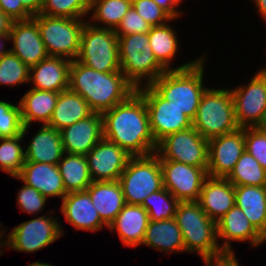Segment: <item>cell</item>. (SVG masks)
Wrapping results in <instances>:
<instances>
[{"label":"cell","instance_id":"816d5d0a","mask_svg":"<svg viewBox=\"0 0 266 266\" xmlns=\"http://www.w3.org/2000/svg\"><path fill=\"white\" fill-rule=\"evenodd\" d=\"M1 225V224H0ZM1 227L2 226H0V248H8V236H7V239L6 240H2L5 236V234H4V231H2V229H1ZM2 242V243H1ZM5 246V247H4ZM2 249H0V256L2 255V253H4L3 252V250ZM2 250V251H1Z\"/></svg>","mask_w":266,"mask_h":266},{"label":"cell","instance_id":"681fc988","mask_svg":"<svg viewBox=\"0 0 266 266\" xmlns=\"http://www.w3.org/2000/svg\"><path fill=\"white\" fill-rule=\"evenodd\" d=\"M256 4L258 12L261 14L262 19L266 22V0H252Z\"/></svg>","mask_w":266,"mask_h":266},{"label":"cell","instance_id":"e0dca14e","mask_svg":"<svg viewBox=\"0 0 266 266\" xmlns=\"http://www.w3.org/2000/svg\"><path fill=\"white\" fill-rule=\"evenodd\" d=\"M10 49L29 68L49 57L36 20L32 17L27 20L13 21L10 32Z\"/></svg>","mask_w":266,"mask_h":266},{"label":"cell","instance_id":"b9f144b4","mask_svg":"<svg viewBox=\"0 0 266 266\" xmlns=\"http://www.w3.org/2000/svg\"><path fill=\"white\" fill-rule=\"evenodd\" d=\"M17 196V206L30 215L40 213L46 204V200H48L38 190L25 183Z\"/></svg>","mask_w":266,"mask_h":266},{"label":"cell","instance_id":"5bb4252c","mask_svg":"<svg viewBox=\"0 0 266 266\" xmlns=\"http://www.w3.org/2000/svg\"><path fill=\"white\" fill-rule=\"evenodd\" d=\"M163 187L179 202L198 201L207 170L173 160H160Z\"/></svg>","mask_w":266,"mask_h":266},{"label":"cell","instance_id":"44dd1931","mask_svg":"<svg viewBox=\"0 0 266 266\" xmlns=\"http://www.w3.org/2000/svg\"><path fill=\"white\" fill-rule=\"evenodd\" d=\"M198 202L206 215L217 222L235 206V186L227 178L208 176Z\"/></svg>","mask_w":266,"mask_h":266},{"label":"cell","instance_id":"ffe728a7","mask_svg":"<svg viewBox=\"0 0 266 266\" xmlns=\"http://www.w3.org/2000/svg\"><path fill=\"white\" fill-rule=\"evenodd\" d=\"M61 213L75 229L96 232L108 227L100 218L86 191L69 192L62 199Z\"/></svg>","mask_w":266,"mask_h":266},{"label":"cell","instance_id":"8992f818","mask_svg":"<svg viewBox=\"0 0 266 266\" xmlns=\"http://www.w3.org/2000/svg\"><path fill=\"white\" fill-rule=\"evenodd\" d=\"M192 126L207 140L238 130L231 90L207 88Z\"/></svg>","mask_w":266,"mask_h":266},{"label":"cell","instance_id":"f546056e","mask_svg":"<svg viewBox=\"0 0 266 266\" xmlns=\"http://www.w3.org/2000/svg\"><path fill=\"white\" fill-rule=\"evenodd\" d=\"M92 113L93 111L87 101L81 95L67 89L59 93L48 126L60 131L79 120L87 118Z\"/></svg>","mask_w":266,"mask_h":266},{"label":"cell","instance_id":"9c48e42d","mask_svg":"<svg viewBox=\"0 0 266 266\" xmlns=\"http://www.w3.org/2000/svg\"><path fill=\"white\" fill-rule=\"evenodd\" d=\"M77 61L100 72L120 71L118 37L114 30L86 22Z\"/></svg>","mask_w":266,"mask_h":266},{"label":"cell","instance_id":"ba28073f","mask_svg":"<svg viewBox=\"0 0 266 266\" xmlns=\"http://www.w3.org/2000/svg\"><path fill=\"white\" fill-rule=\"evenodd\" d=\"M41 39L49 56L61 57L73 61L80 50L81 32L85 25L83 19L68 17L34 15Z\"/></svg>","mask_w":266,"mask_h":266},{"label":"cell","instance_id":"603a6c76","mask_svg":"<svg viewBox=\"0 0 266 266\" xmlns=\"http://www.w3.org/2000/svg\"><path fill=\"white\" fill-rule=\"evenodd\" d=\"M71 61L52 57L40 61L30 68L29 83L33 89L61 92L69 89Z\"/></svg>","mask_w":266,"mask_h":266},{"label":"cell","instance_id":"4316f807","mask_svg":"<svg viewBox=\"0 0 266 266\" xmlns=\"http://www.w3.org/2000/svg\"><path fill=\"white\" fill-rule=\"evenodd\" d=\"M235 205L266 242V186H235Z\"/></svg>","mask_w":266,"mask_h":266},{"label":"cell","instance_id":"f35d334b","mask_svg":"<svg viewBox=\"0 0 266 266\" xmlns=\"http://www.w3.org/2000/svg\"><path fill=\"white\" fill-rule=\"evenodd\" d=\"M17 105L0 100V138L22 134L24 125L20 105L19 103Z\"/></svg>","mask_w":266,"mask_h":266},{"label":"cell","instance_id":"7c38bea8","mask_svg":"<svg viewBox=\"0 0 266 266\" xmlns=\"http://www.w3.org/2000/svg\"><path fill=\"white\" fill-rule=\"evenodd\" d=\"M159 160H173L190 166H208V140L192 126L168 135L157 144Z\"/></svg>","mask_w":266,"mask_h":266},{"label":"cell","instance_id":"d4e9b609","mask_svg":"<svg viewBox=\"0 0 266 266\" xmlns=\"http://www.w3.org/2000/svg\"><path fill=\"white\" fill-rule=\"evenodd\" d=\"M64 153L61 132L43 124L25 148L26 162L57 165Z\"/></svg>","mask_w":266,"mask_h":266},{"label":"cell","instance_id":"83f0119b","mask_svg":"<svg viewBox=\"0 0 266 266\" xmlns=\"http://www.w3.org/2000/svg\"><path fill=\"white\" fill-rule=\"evenodd\" d=\"M142 245L167 253L185 252L182 232L175 218L151 221Z\"/></svg>","mask_w":266,"mask_h":266},{"label":"cell","instance_id":"ee69618b","mask_svg":"<svg viewBox=\"0 0 266 266\" xmlns=\"http://www.w3.org/2000/svg\"><path fill=\"white\" fill-rule=\"evenodd\" d=\"M0 10L13 21L27 20L33 17L23 6L21 0H0Z\"/></svg>","mask_w":266,"mask_h":266},{"label":"cell","instance_id":"7a4b0ae2","mask_svg":"<svg viewBox=\"0 0 266 266\" xmlns=\"http://www.w3.org/2000/svg\"><path fill=\"white\" fill-rule=\"evenodd\" d=\"M69 89L81 95L97 113L112 109L136 91L121 71L100 72L77 60L71 61Z\"/></svg>","mask_w":266,"mask_h":266},{"label":"cell","instance_id":"74e56055","mask_svg":"<svg viewBox=\"0 0 266 266\" xmlns=\"http://www.w3.org/2000/svg\"><path fill=\"white\" fill-rule=\"evenodd\" d=\"M30 68L9 51L0 57V85L29 83Z\"/></svg>","mask_w":266,"mask_h":266},{"label":"cell","instance_id":"836d02e7","mask_svg":"<svg viewBox=\"0 0 266 266\" xmlns=\"http://www.w3.org/2000/svg\"><path fill=\"white\" fill-rule=\"evenodd\" d=\"M226 178L234 186H266V170L246 150Z\"/></svg>","mask_w":266,"mask_h":266},{"label":"cell","instance_id":"277c9868","mask_svg":"<svg viewBox=\"0 0 266 266\" xmlns=\"http://www.w3.org/2000/svg\"><path fill=\"white\" fill-rule=\"evenodd\" d=\"M174 218L182 232L185 252L197 253L203 261L225 255L217 243V222L206 215L198 201L180 202Z\"/></svg>","mask_w":266,"mask_h":266},{"label":"cell","instance_id":"7402d4cb","mask_svg":"<svg viewBox=\"0 0 266 266\" xmlns=\"http://www.w3.org/2000/svg\"><path fill=\"white\" fill-rule=\"evenodd\" d=\"M17 178L38 190L44 197H61L67 194L57 165L42 162H25Z\"/></svg>","mask_w":266,"mask_h":266},{"label":"cell","instance_id":"52a82bcc","mask_svg":"<svg viewBox=\"0 0 266 266\" xmlns=\"http://www.w3.org/2000/svg\"><path fill=\"white\" fill-rule=\"evenodd\" d=\"M125 202L142 205L145 198L163 188L162 170L156 153L132 156L119 178Z\"/></svg>","mask_w":266,"mask_h":266},{"label":"cell","instance_id":"30bf717a","mask_svg":"<svg viewBox=\"0 0 266 266\" xmlns=\"http://www.w3.org/2000/svg\"><path fill=\"white\" fill-rule=\"evenodd\" d=\"M252 77L249 84L230 89L240 128L266 126V67Z\"/></svg>","mask_w":266,"mask_h":266},{"label":"cell","instance_id":"7bdbcfd3","mask_svg":"<svg viewBox=\"0 0 266 266\" xmlns=\"http://www.w3.org/2000/svg\"><path fill=\"white\" fill-rule=\"evenodd\" d=\"M151 29L143 17H141L133 7L122 18L118 27L114 30L117 37L130 35L134 33H147Z\"/></svg>","mask_w":266,"mask_h":266},{"label":"cell","instance_id":"4fadbf2b","mask_svg":"<svg viewBox=\"0 0 266 266\" xmlns=\"http://www.w3.org/2000/svg\"><path fill=\"white\" fill-rule=\"evenodd\" d=\"M61 227L50 214L22 222L10 231L8 248L25 253L39 251L63 236Z\"/></svg>","mask_w":266,"mask_h":266},{"label":"cell","instance_id":"d590c367","mask_svg":"<svg viewBox=\"0 0 266 266\" xmlns=\"http://www.w3.org/2000/svg\"><path fill=\"white\" fill-rule=\"evenodd\" d=\"M180 202L164 187L147 196L142 206L147 210L151 221H160L175 217Z\"/></svg>","mask_w":266,"mask_h":266},{"label":"cell","instance_id":"cb8c5ba5","mask_svg":"<svg viewBox=\"0 0 266 266\" xmlns=\"http://www.w3.org/2000/svg\"><path fill=\"white\" fill-rule=\"evenodd\" d=\"M149 222L148 212L142 205L126 203L108 229L117 230L123 245L136 247L142 245Z\"/></svg>","mask_w":266,"mask_h":266},{"label":"cell","instance_id":"f5cc1de1","mask_svg":"<svg viewBox=\"0 0 266 266\" xmlns=\"http://www.w3.org/2000/svg\"><path fill=\"white\" fill-rule=\"evenodd\" d=\"M28 266H52V265L49 263H42V262L35 261L29 264Z\"/></svg>","mask_w":266,"mask_h":266},{"label":"cell","instance_id":"3957f363","mask_svg":"<svg viewBox=\"0 0 266 266\" xmlns=\"http://www.w3.org/2000/svg\"><path fill=\"white\" fill-rule=\"evenodd\" d=\"M204 56L190 67L181 70H167L150 86L166 101L172 102L192 121L207 87L203 84Z\"/></svg>","mask_w":266,"mask_h":266},{"label":"cell","instance_id":"8fae6325","mask_svg":"<svg viewBox=\"0 0 266 266\" xmlns=\"http://www.w3.org/2000/svg\"><path fill=\"white\" fill-rule=\"evenodd\" d=\"M144 98L150 128L158 144L170 134L192 127V120L172 102L163 99L150 85L136 89Z\"/></svg>","mask_w":266,"mask_h":266},{"label":"cell","instance_id":"8d00e7d4","mask_svg":"<svg viewBox=\"0 0 266 266\" xmlns=\"http://www.w3.org/2000/svg\"><path fill=\"white\" fill-rule=\"evenodd\" d=\"M89 12L90 0H43L40 14L85 19L84 16L89 14Z\"/></svg>","mask_w":266,"mask_h":266},{"label":"cell","instance_id":"f907efd6","mask_svg":"<svg viewBox=\"0 0 266 266\" xmlns=\"http://www.w3.org/2000/svg\"><path fill=\"white\" fill-rule=\"evenodd\" d=\"M10 40V36L9 34H3V35H0V57L3 56L4 54H7L10 49H5L4 48V45H5V41H9Z\"/></svg>","mask_w":266,"mask_h":266},{"label":"cell","instance_id":"ab89813d","mask_svg":"<svg viewBox=\"0 0 266 266\" xmlns=\"http://www.w3.org/2000/svg\"><path fill=\"white\" fill-rule=\"evenodd\" d=\"M245 150L266 170V126L244 128Z\"/></svg>","mask_w":266,"mask_h":266},{"label":"cell","instance_id":"f1b7e54d","mask_svg":"<svg viewBox=\"0 0 266 266\" xmlns=\"http://www.w3.org/2000/svg\"><path fill=\"white\" fill-rule=\"evenodd\" d=\"M59 93L33 88L26 92L19 102L23 125L30 127L33 121L48 125Z\"/></svg>","mask_w":266,"mask_h":266},{"label":"cell","instance_id":"60d3db41","mask_svg":"<svg viewBox=\"0 0 266 266\" xmlns=\"http://www.w3.org/2000/svg\"><path fill=\"white\" fill-rule=\"evenodd\" d=\"M132 7L150 24L151 27L162 26L174 19L154 0H131Z\"/></svg>","mask_w":266,"mask_h":266},{"label":"cell","instance_id":"d6986e66","mask_svg":"<svg viewBox=\"0 0 266 266\" xmlns=\"http://www.w3.org/2000/svg\"><path fill=\"white\" fill-rule=\"evenodd\" d=\"M217 236L224 241L221 250L224 254H235L232 241H249L251 247H257L264 242L263 236L254 228L242 209L236 205L217 221ZM231 241V242H230Z\"/></svg>","mask_w":266,"mask_h":266},{"label":"cell","instance_id":"bcb514c9","mask_svg":"<svg viewBox=\"0 0 266 266\" xmlns=\"http://www.w3.org/2000/svg\"><path fill=\"white\" fill-rule=\"evenodd\" d=\"M159 7L164 9L173 19L180 17V10L178 5L182 0H154ZM177 7V8H176Z\"/></svg>","mask_w":266,"mask_h":266},{"label":"cell","instance_id":"484cf974","mask_svg":"<svg viewBox=\"0 0 266 266\" xmlns=\"http://www.w3.org/2000/svg\"><path fill=\"white\" fill-rule=\"evenodd\" d=\"M101 220L109 226L126 202L119 181L92 182L86 189Z\"/></svg>","mask_w":266,"mask_h":266},{"label":"cell","instance_id":"c3c4849f","mask_svg":"<svg viewBox=\"0 0 266 266\" xmlns=\"http://www.w3.org/2000/svg\"><path fill=\"white\" fill-rule=\"evenodd\" d=\"M13 20L0 10V35L9 34Z\"/></svg>","mask_w":266,"mask_h":266},{"label":"cell","instance_id":"f6af8a7d","mask_svg":"<svg viewBox=\"0 0 266 266\" xmlns=\"http://www.w3.org/2000/svg\"><path fill=\"white\" fill-rule=\"evenodd\" d=\"M206 266H240L235 254H225L222 257L204 261Z\"/></svg>","mask_w":266,"mask_h":266},{"label":"cell","instance_id":"6da1fadb","mask_svg":"<svg viewBox=\"0 0 266 266\" xmlns=\"http://www.w3.org/2000/svg\"><path fill=\"white\" fill-rule=\"evenodd\" d=\"M103 138L117 144L131 156H146L156 152L146 103L136 90L125 101L104 111Z\"/></svg>","mask_w":266,"mask_h":266},{"label":"cell","instance_id":"9a60e30c","mask_svg":"<svg viewBox=\"0 0 266 266\" xmlns=\"http://www.w3.org/2000/svg\"><path fill=\"white\" fill-rule=\"evenodd\" d=\"M85 157L92 181L103 182L119 181L132 156L117 144L102 138Z\"/></svg>","mask_w":266,"mask_h":266},{"label":"cell","instance_id":"4dcf8cb0","mask_svg":"<svg viewBox=\"0 0 266 266\" xmlns=\"http://www.w3.org/2000/svg\"><path fill=\"white\" fill-rule=\"evenodd\" d=\"M170 24H165L162 26L151 27L148 32L149 45L157 61L166 70H181L192 66L198 59L189 61L183 65L176 68H170L171 62L177 54L178 39L176 38V32L169 26Z\"/></svg>","mask_w":266,"mask_h":266},{"label":"cell","instance_id":"d6a6232c","mask_svg":"<svg viewBox=\"0 0 266 266\" xmlns=\"http://www.w3.org/2000/svg\"><path fill=\"white\" fill-rule=\"evenodd\" d=\"M131 7V0H90L92 17L88 22L92 20L95 23H90L92 26L96 27L97 23H101L104 26L99 28L115 30Z\"/></svg>","mask_w":266,"mask_h":266},{"label":"cell","instance_id":"5b68a950","mask_svg":"<svg viewBox=\"0 0 266 266\" xmlns=\"http://www.w3.org/2000/svg\"><path fill=\"white\" fill-rule=\"evenodd\" d=\"M118 45L120 71L136 89L151 85L167 71L151 50L148 32L118 37Z\"/></svg>","mask_w":266,"mask_h":266},{"label":"cell","instance_id":"1f68e13d","mask_svg":"<svg viewBox=\"0 0 266 266\" xmlns=\"http://www.w3.org/2000/svg\"><path fill=\"white\" fill-rule=\"evenodd\" d=\"M57 166L67 193L86 191L93 182L84 155L64 153Z\"/></svg>","mask_w":266,"mask_h":266},{"label":"cell","instance_id":"7dc6e473","mask_svg":"<svg viewBox=\"0 0 266 266\" xmlns=\"http://www.w3.org/2000/svg\"><path fill=\"white\" fill-rule=\"evenodd\" d=\"M23 6L34 16L40 14L43 0H21Z\"/></svg>","mask_w":266,"mask_h":266},{"label":"cell","instance_id":"2e32d148","mask_svg":"<svg viewBox=\"0 0 266 266\" xmlns=\"http://www.w3.org/2000/svg\"><path fill=\"white\" fill-rule=\"evenodd\" d=\"M244 150V128L209 139L208 176L226 178Z\"/></svg>","mask_w":266,"mask_h":266},{"label":"cell","instance_id":"ac0fdd59","mask_svg":"<svg viewBox=\"0 0 266 266\" xmlns=\"http://www.w3.org/2000/svg\"><path fill=\"white\" fill-rule=\"evenodd\" d=\"M60 132L65 153L85 156L103 138L102 113L93 112Z\"/></svg>","mask_w":266,"mask_h":266},{"label":"cell","instance_id":"e575fe53","mask_svg":"<svg viewBox=\"0 0 266 266\" xmlns=\"http://www.w3.org/2000/svg\"><path fill=\"white\" fill-rule=\"evenodd\" d=\"M29 126H24L22 134L15 137L0 138V170L16 177L26 162L25 150L21 145Z\"/></svg>","mask_w":266,"mask_h":266}]
</instances>
